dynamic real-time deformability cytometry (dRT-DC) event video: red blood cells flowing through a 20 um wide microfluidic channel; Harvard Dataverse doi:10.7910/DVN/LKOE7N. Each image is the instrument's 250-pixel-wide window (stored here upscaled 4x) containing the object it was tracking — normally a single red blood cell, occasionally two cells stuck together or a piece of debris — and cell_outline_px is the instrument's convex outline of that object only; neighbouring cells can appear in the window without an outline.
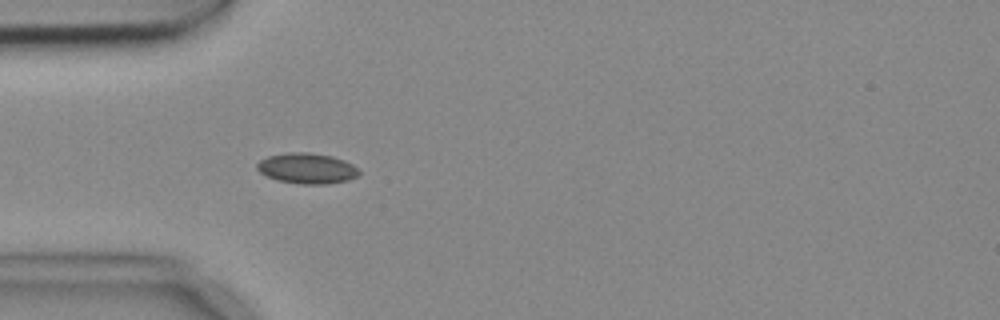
{"species": "common noctule bat (a hibernating species)", "species_latin": "Nyctalus noctula", "temperature_condition": "cold", "stored_images_in_passage": 1, "camera_frame_rate_fps": 3000, "um_per_image_px": 0.085, "animal": {"sex": "female", "body_mass_g": 18.4}, "frame": {"image": 1, "passage_image": 1, "time_ms": 0.0, "image_size_px": [1000, 320], "cell_outline_px": [[360, 172], [356, 176], [348, 180], [324, 184], [300, 184], [276, 180], [260, 172], [256, 168], [256, 164], [260, 160], [268, 156], [288, 152], [308, 152], [332, 156], [344, 160], [352, 164]], "centroid_in_image_um": [26.07, 14.3], "position_along_channel_um": 58.9, "area_um2": 18.09}}